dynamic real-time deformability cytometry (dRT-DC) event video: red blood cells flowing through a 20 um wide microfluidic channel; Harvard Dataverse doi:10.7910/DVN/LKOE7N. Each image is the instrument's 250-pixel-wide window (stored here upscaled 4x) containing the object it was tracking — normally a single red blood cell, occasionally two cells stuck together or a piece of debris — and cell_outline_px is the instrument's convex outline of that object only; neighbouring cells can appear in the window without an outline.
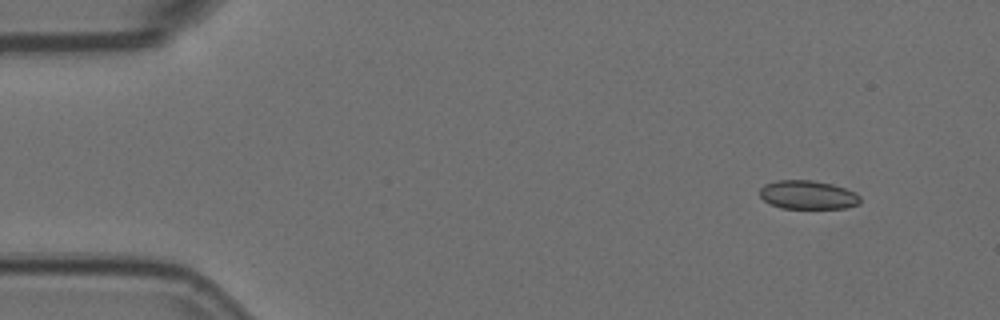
{"species": "Egyptian fruit bat (a non-hibernating species)", "species_latin": "Rousettus aegyptiacus", "temperature_condition": "room temperature", "stored_images_in_passage": 4, "camera_frame_rate_fps": 3000, "um_per_image_px": 0.085, "animal": {"sex": "female"}, "frame": {"image": 1, "passage_image": 1, "time_ms": 0.0, "image_size_px": [1000, 320], "cell_outline_px": [[860, 204], [844, 208], [780, 208], [764, 200], [760, 196], [760, 188], [764, 184], [776, 180], [812, 180], [832, 184], [856, 192], [860, 196]], "centroid_in_image_um": [68.67, 16.56], "position_along_channel_um": 16.3, "area_um2": 16.82}}
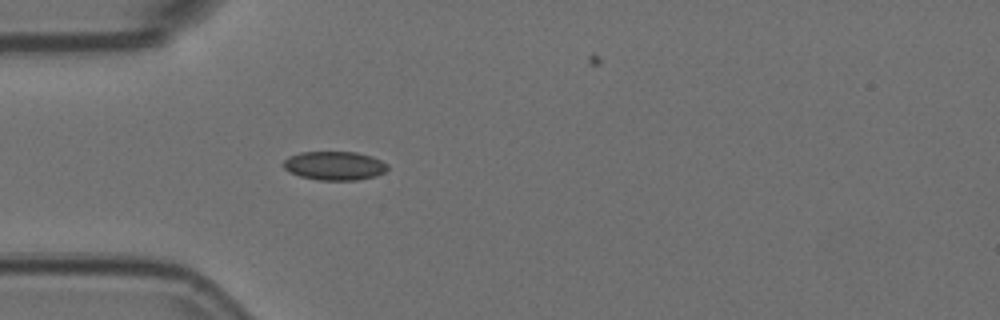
{"frame": {"image": 2, "passage_image": 4, "time_ms": 1.0, "image_size_px": [1000, 320], "cell_outline_px": [[388, 168], [384, 172], [376, 176], [356, 180], [316, 180], [300, 176], [288, 172], [284, 168], [284, 160], [288, 156], [300, 152], [356, 152], [372, 156], [388, 164]], "centroid_in_image_um": [28.42, 14.08], "position_along_channel_um": 56.6, "area_um2": 17.57}}